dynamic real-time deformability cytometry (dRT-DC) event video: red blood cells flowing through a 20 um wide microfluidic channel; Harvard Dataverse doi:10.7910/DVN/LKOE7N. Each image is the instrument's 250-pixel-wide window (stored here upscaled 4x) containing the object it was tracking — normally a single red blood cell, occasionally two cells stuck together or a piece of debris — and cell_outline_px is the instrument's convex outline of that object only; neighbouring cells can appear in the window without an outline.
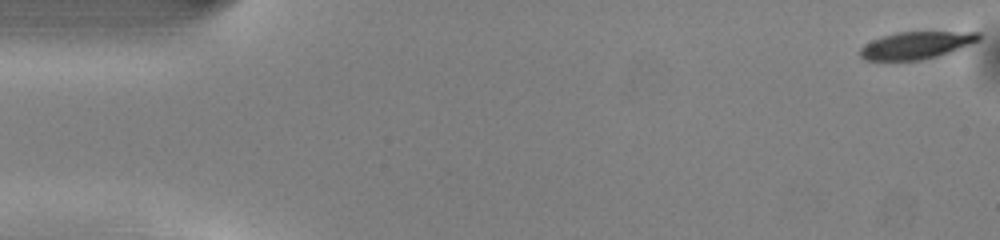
{"species": "common noctule bat (a hibernating species)", "species_latin": "Nyctalus noctula", "temperature_condition": "warm", "stored_images_in_passage": 9, "camera_frame_rate_fps": 3000, "um_per_image_px": 0.085, "animal": {"sex": "male", "body_mass_g": 13.0, "forearm_length_mm": 53.1}, "frame": {"image": 1, "passage_image": 1, "time_ms": 0.0, "image_size_px": [1000, 240], "cell_outline_px": [[980, 40], [948, 52], [936, 56], [920, 60], [864, 60], [860, 56], [860, 48], [864, 44], [872, 40], [896, 32], [980, 32]], "centroid_in_image_um": [77.84, 3.84], "position_along_channel_um": 7.2, "area_um2": 18.55}}